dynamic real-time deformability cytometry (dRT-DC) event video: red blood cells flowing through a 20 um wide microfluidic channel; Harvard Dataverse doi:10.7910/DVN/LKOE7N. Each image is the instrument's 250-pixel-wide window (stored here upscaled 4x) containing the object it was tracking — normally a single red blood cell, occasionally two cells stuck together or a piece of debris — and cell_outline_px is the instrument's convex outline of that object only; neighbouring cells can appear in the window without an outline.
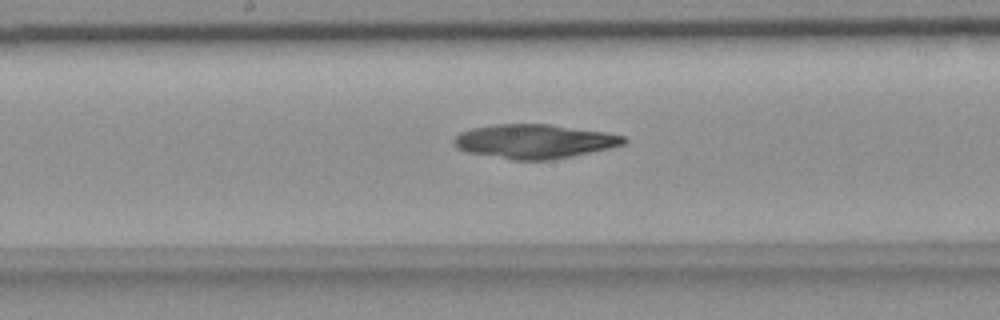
{"species": "common noctule bat (a hibernating species)", "species_latin": "Nyctalus noctula", "temperature_condition": "room temperature", "stored_images_in_passage": 41, "camera_frame_rate_fps": 3000, "um_per_image_px": 0.085, "animal": {"sex": "female", "body_mass_g": 18.4}, "frame": {"image": 1, "passage_image": 15, "time_ms": 4.667, "image_size_px": [1000, 320], "cell_outline_px": [[628, 140], [624, 144], [608, 148], [572, 156], [548, 160], [512, 160], [468, 152], [452, 144], [452, 140], [460, 132], [472, 128], [496, 124], [548, 124], [604, 132], [624, 136]], "centroid_in_image_um": [45.39, 12.01], "position_along_channel_um": 202.8, "area_um2": 33.52}}
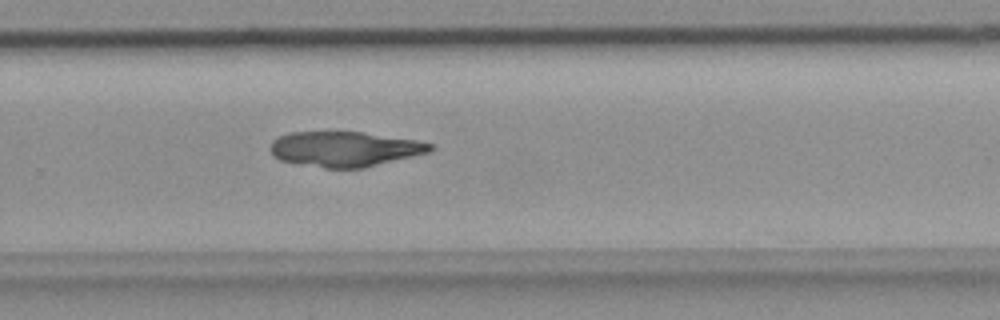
{"frame": {"image": 2, "passage_image": 23, "time_ms": 7.333, "image_size_px": [1000, 320], "cell_outline_px": [[432, 148], [428, 152], [364, 168], [324, 168], [280, 160], [272, 156], [268, 148], [272, 140], [288, 132], [364, 132], [416, 140], [432, 144]], "centroid_in_image_um": [29.23, 12.66], "position_along_channel_um": 300.6, "area_um2": 32.66}}
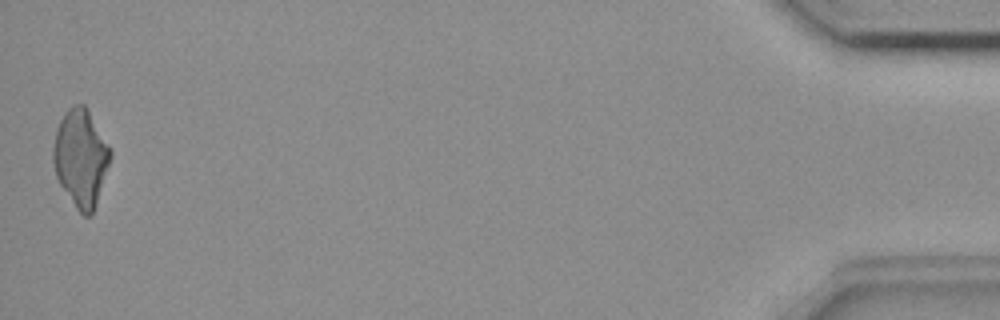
{"frame": {"image": 3, "passage_image": 41, "time_ms": 13.333, "image_size_px": [1000, 320], "cell_outline_px": [[112, 156], [92, 216], [84, 216], [76, 208], [60, 184], [56, 176], [52, 160], [52, 148], [56, 128], [60, 120], [68, 108], [72, 104], [84, 104], [108, 144], [112, 152]], "centroid_in_image_um": [6.85, 13.42], "position_along_channel_um": 428.3, "area_um2": 32.31}}